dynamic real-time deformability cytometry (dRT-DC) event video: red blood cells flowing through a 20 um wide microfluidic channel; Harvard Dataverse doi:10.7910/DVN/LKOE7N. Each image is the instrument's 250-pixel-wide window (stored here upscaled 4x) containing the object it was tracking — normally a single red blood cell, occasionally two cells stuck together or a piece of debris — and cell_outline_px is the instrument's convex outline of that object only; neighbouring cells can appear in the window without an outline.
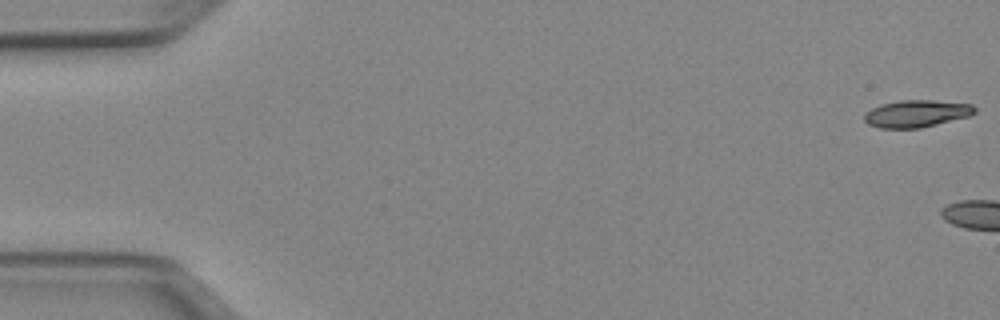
{"species": "Egyptian fruit bat (a non-hibernating species)", "species_latin": "Rousettus aegyptiacus", "temperature_condition": "cold", "stored_images_in_passage": 4, "camera_frame_rate_fps": 3000, "um_per_image_px": 0.085, "animal": {"sex": "female"}, "frame": {"image": 1, "passage_image": 1, "time_ms": 0.0, "image_size_px": [1000, 320], "cell_outline_px": [[976, 112], [968, 116], [920, 128], [880, 128], [868, 124], [864, 120], [864, 112], [880, 104], [900, 100], [932, 100], [972, 104], [976, 108]], "centroid_in_image_um": [77.87, 9.65], "position_along_channel_um": 7.1, "area_um2": 17.46}}